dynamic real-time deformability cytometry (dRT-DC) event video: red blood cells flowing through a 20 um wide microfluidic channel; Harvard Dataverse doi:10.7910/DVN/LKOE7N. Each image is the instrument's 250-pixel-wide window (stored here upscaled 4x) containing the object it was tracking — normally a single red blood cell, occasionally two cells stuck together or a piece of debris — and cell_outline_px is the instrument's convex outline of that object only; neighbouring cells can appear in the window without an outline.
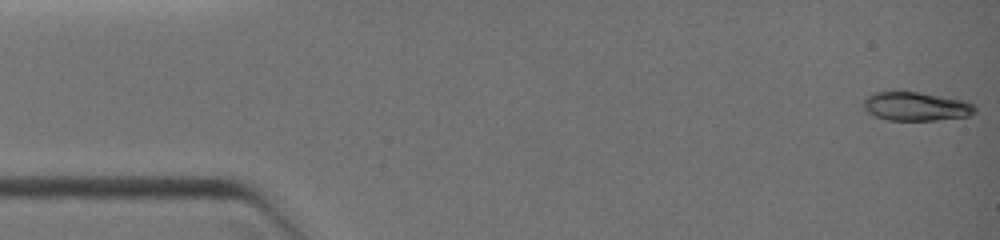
{"species": "common noctule bat (a hibernating species)", "species_latin": "Nyctalus noctula", "temperature_condition": "warm", "stored_images_in_passage": 33, "camera_frame_rate_fps": 3000, "um_per_image_px": 0.085, "animal": {"sex": "female", "body_mass_g": 19.0, "forearm_length_mm": 51.5}, "frame": {"image": 1, "passage_image": 1, "time_ms": 0.0, "image_size_px": [1000, 240], "cell_outline_px": [[976, 112], [968, 116], [936, 120], [888, 120], [876, 116], [868, 112], [860, 104], [864, 96], [872, 92], [892, 88], [964, 100], [976, 104]], "centroid_in_image_um": [77.77, 8.99], "position_along_channel_um": 7.2, "area_um2": 19.48}}
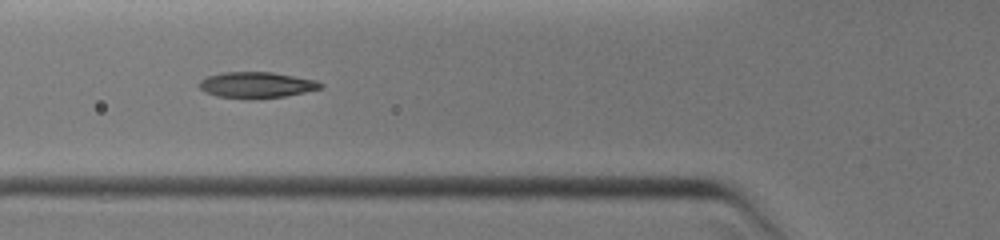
{"frame": {"image": 2, "passage_image": 14, "time_ms": 4.667, "image_size_px": [1000, 240], "cell_outline_px": [[324, 88], [284, 96], [252, 100], [248, 100], [216, 96], [204, 92], [200, 88], [200, 80], [208, 76], [220, 72], [272, 72], [316, 80], [324, 84]], "centroid_in_image_um": [21.8, 7.23], "position_along_channel_um": 104.0, "area_um2": 18.67}}
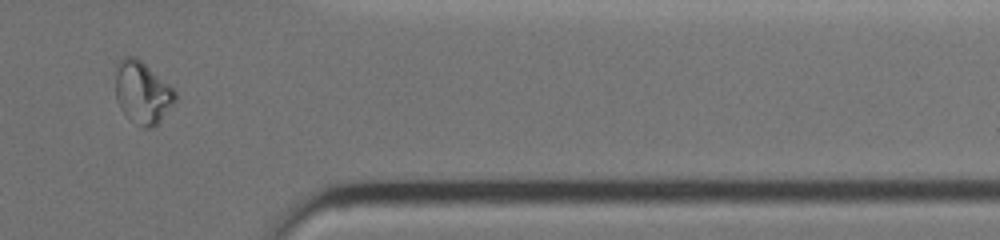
{"frame": {"image": 3, "passage_image": 29, "time_ms": 11.0, "image_size_px": [1000, 240], "cell_outline_px": [[176, 100], [160, 124], [156, 128], [144, 128], [136, 124], [120, 108], [116, 100], [116, 60], [120, 56], [136, 56], [168, 84], [176, 92]], "centroid_in_image_um": [12.1, 7.87], "position_along_channel_um": 399.3, "area_um2": 21.96}}